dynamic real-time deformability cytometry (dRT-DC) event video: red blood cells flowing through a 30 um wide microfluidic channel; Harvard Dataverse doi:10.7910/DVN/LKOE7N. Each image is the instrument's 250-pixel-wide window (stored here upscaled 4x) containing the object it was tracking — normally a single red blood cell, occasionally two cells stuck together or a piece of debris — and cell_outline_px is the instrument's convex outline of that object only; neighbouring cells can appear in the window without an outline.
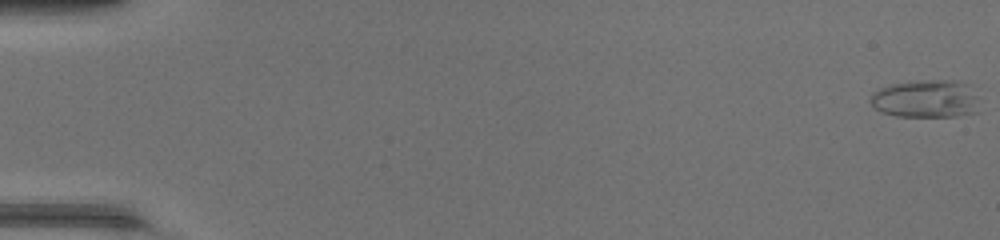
{"species": "common noctule bat (a hibernating species)", "species_latin": "Nyctalus noctula", "temperature_condition": "warm", "stored_images_in_passage": 49, "camera_frame_rate_fps": 3000, "um_per_image_px": 0.085, "animal": {"sex": "female", "body_mass_g": 17.0, "forearm_length_mm": 48.0}, "frame": {"image": 1, "passage_image": 1, "time_ms": 0.0, "image_size_px": [1000, 240], "cell_outline_px": [[980, 112], [956, 116], [896, 116], [880, 112], [868, 100], [872, 92], [880, 88], [892, 84], [916, 80], [956, 80], [972, 84], [976, 96]], "centroid_in_image_um": [78.73, 8.39], "position_along_channel_um": 6.3, "area_um2": 24.57}}
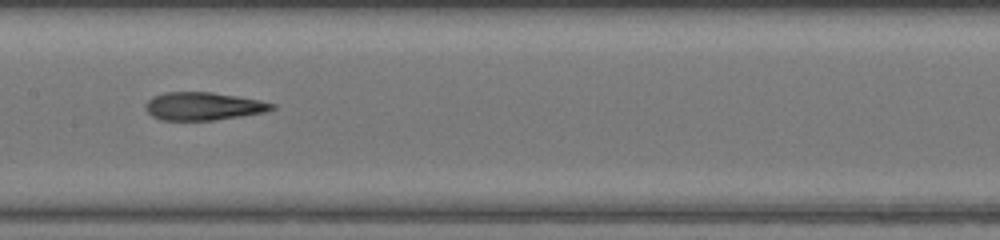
{"frame": {"image": 2, "passage_image": 26, "time_ms": 8.333, "image_size_px": [1000, 240], "cell_outline_px": [[276, 108], [264, 112], [216, 120], [160, 120], [152, 116], [144, 108], [144, 104], [152, 96], [164, 92], [212, 92], [260, 100], [276, 104]], "centroid_in_image_um": [17.25, 9.02], "position_along_channel_um": 190.2, "area_um2": 20.69}}
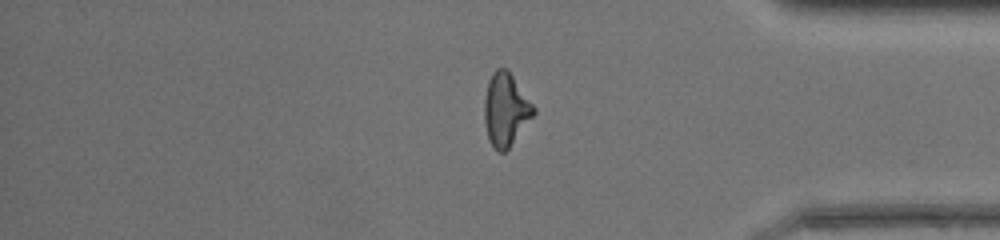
{"frame": {"image": 3, "passage_image": 41, "time_ms": 13.333, "image_size_px": [1000, 240], "cell_outline_px": [[536, 112], [508, 148], [504, 152], [496, 152], [488, 140], [484, 124], [484, 96], [488, 80], [492, 72], [496, 68], [508, 68], [536, 108]], "centroid_in_image_um": [42.96, 9.29], "position_along_channel_um": 392.2, "area_um2": 21.21}, "authors_computed_cell_mechanics": {"area_um2": 21.3282, "velocity_mm_per_s": 4.4234, "shape_relaxation_time_tau1_ms": 10.5971, "shape_relaxation_time_tau2_ms": 2.037, "deformation_change_tau1": 0.3772, "deformation_change_tau2": 0.1215}}